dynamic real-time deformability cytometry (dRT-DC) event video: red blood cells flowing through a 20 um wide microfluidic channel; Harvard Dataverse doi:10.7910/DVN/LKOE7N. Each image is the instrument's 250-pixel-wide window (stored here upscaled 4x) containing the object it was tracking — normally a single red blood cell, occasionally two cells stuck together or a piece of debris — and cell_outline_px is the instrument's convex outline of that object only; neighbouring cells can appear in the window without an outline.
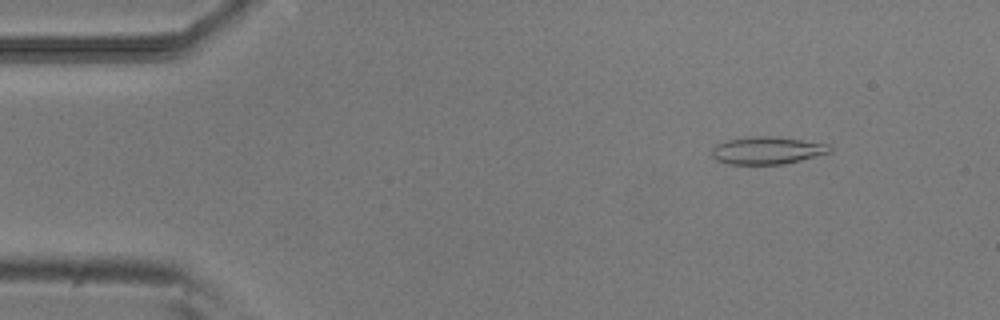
{"species": "common noctule bat (a hibernating species)", "species_latin": "Nyctalus noctula", "temperature_condition": "room temperature", "stored_images_in_passage": 52, "camera_frame_rate_fps": 3000, "um_per_image_px": 0.085, "animal": {"sex": "male", "body_mass_g": 20.5, "forearm_length_mm": 52.5}, "frame": {"image": 1, "passage_image": 6, "time_ms": 1.667, "image_size_px": [1000, 320], "cell_outline_px": [[832, 152], [784, 164], [728, 164], [716, 160], [712, 156], [712, 148], [716, 144], [728, 140], [748, 136], [772, 136], [828, 144], [832, 148]], "centroid_in_image_um": [65.19, 12.79], "position_along_channel_um": 19.8, "area_um2": 18.84}}
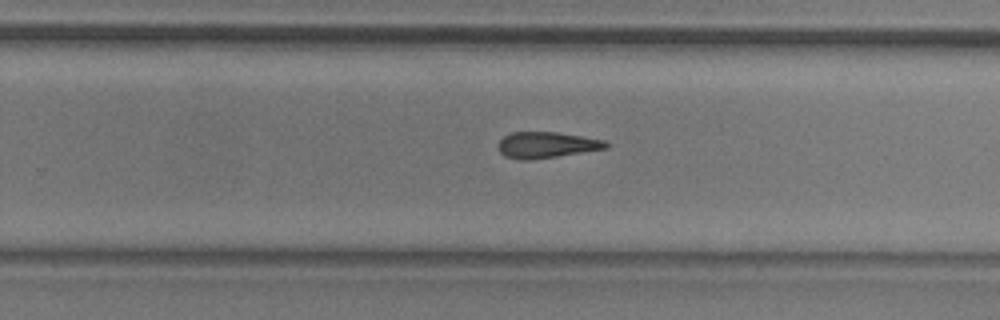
{"frame": {"image": 2, "passage_image": 33, "time_ms": 10.667, "image_size_px": [1000, 320], "cell_outline_px": [[608, 148], [556, 156], [528, 160], [520, 160], [504, 156], [500, 152], [500, 140], [504, 136], [512, 132], [556, 132], [604, 140], [608, 144]], "centroid_in_image_um": [46.44, 12.32], "position_along_channel_um": 283.4, "area_um2": 16.07}}
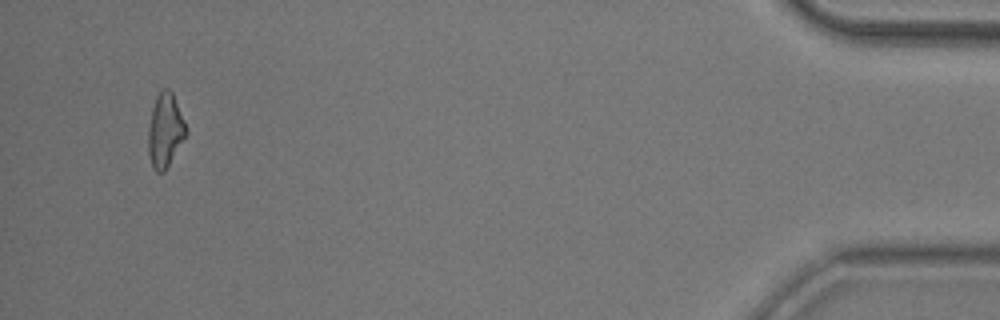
{"frame": {"image": 3, "passage_image": 50, "time_ms": 16.333, "image_size_px": [1000, 320], "cell_outline_px": [[188, 132], [164, 172], [156, 172], [152, 168], [148, 152], [148, 128], [152, 108], [156, 96], [160, 88], [168, 88], [172, 92], [184, 120]], "centroid_in_image_um": [14.02, 11.07], "position_along_channel_um": 421.2, "area_um2": 16.3}}